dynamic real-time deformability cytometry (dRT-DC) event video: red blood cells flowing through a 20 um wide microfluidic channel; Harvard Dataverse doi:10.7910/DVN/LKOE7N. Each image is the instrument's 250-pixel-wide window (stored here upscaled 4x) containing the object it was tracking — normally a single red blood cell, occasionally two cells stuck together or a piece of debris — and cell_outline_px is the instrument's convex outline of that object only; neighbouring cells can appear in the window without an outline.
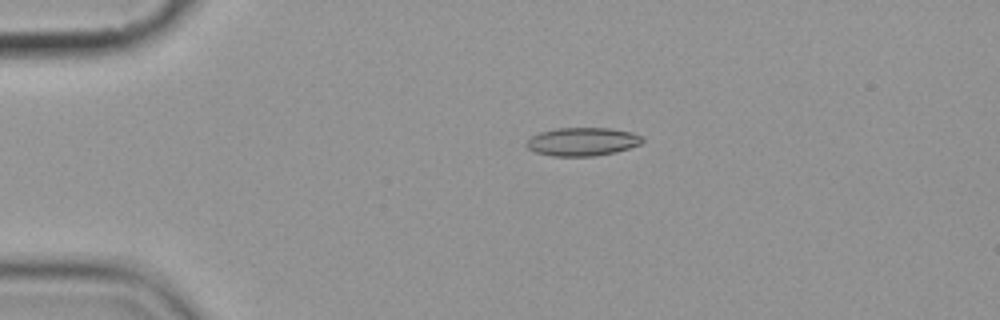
{"species": "common noctule bat (a hibernating species)", "species_latin": "Nyctalus noctula", "temperature_condition": "cold", "stored_images_in_passage": 5, "camera_frame_rate_fps": 3000, "um_per_image_px": 0.085, "animal": {"sex": "female", "body_mass_g": 19.9}, "frame": {"image": 1, "passage_image": 3, "time_ms": 3.0, "image_size_px": [1000, 320], "cell_outline_px": [[644, 140], [640, 144], [616, 152], [596, 156], [552, 156], [536, 152], [528, 148], [524, 144], [532, 136], [540, 132], [556, 128], [608, 128], [632, 132], [644, 136]], "centroid_in_image_um": [49.52, 12.04], "position_along_channel_um": 35.5, "area_um2": 19.19}}
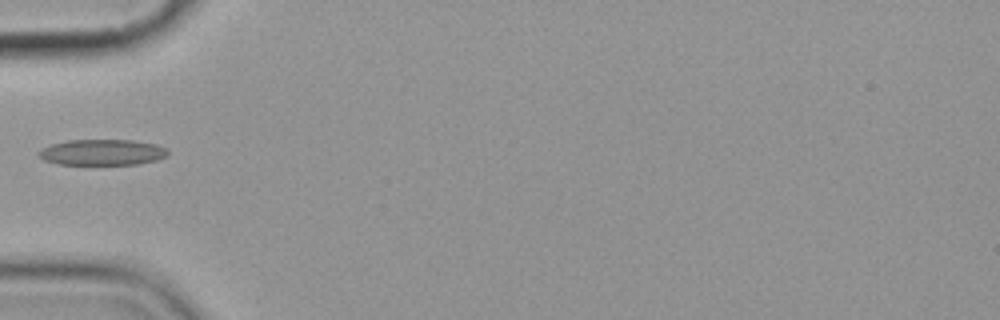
{"frame": {"image": 2, "passage_image": 5, "time_ms": 5.333, "image_size_px": [1000, 320], "cell_outline_px": [[168, 152], [164, 156], [156, 160], [136, 164], [60, 164], [44, 160], [36, 152], [40, 148], [52, 144], [68, 140], [132, 140], [156, 144], [164, 148]], "centroid_in_image_um": [8.64, 12.94], "position_along_channel_um": 76.4, "area_um2": 19.25}}